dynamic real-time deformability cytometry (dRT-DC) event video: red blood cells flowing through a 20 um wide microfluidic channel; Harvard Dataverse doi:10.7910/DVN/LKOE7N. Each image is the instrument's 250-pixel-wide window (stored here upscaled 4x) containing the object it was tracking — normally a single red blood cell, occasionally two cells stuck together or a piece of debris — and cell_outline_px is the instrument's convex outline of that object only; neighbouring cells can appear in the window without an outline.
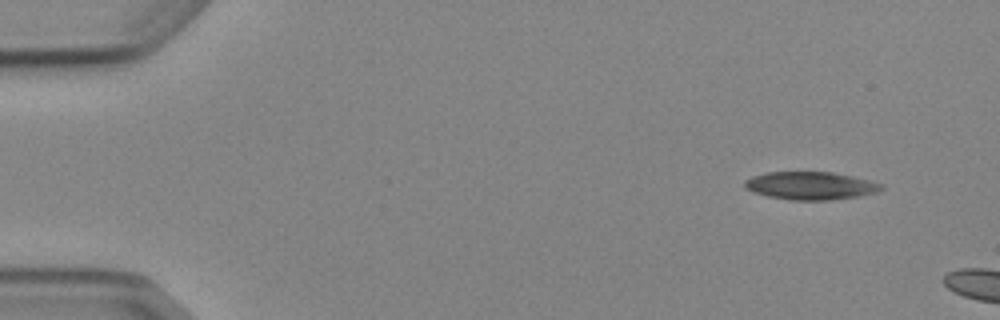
{"species": "Egyptian fruit bat (a non-hibernating species)", "species_latin": "Rousettus aegyptiacus", "temperature_condition": "cold", "stored_images_in_passage": 2, "camera_frame_rate_fps": 3000, "um_per_image_px": 0.085, "animal": {"sex": "female"}, "frame": {"image": 1, "passage_image": 1, "time_ms": 0.0, "image_size_px": [1000, 320], "cell_outline_px": [[884, 188], [876, 192], [860, 196], [828, 200], [792, 200], [768, 196], [752, 192], [744, 188], [744, 180], [752, 176], [768, 172], [832, 172], [852, 176], [884, 184]], "centroid_in_image_um": [68.88, 15.78], "position_along_channel_um": 16.1, "area_um2": 22.25}}